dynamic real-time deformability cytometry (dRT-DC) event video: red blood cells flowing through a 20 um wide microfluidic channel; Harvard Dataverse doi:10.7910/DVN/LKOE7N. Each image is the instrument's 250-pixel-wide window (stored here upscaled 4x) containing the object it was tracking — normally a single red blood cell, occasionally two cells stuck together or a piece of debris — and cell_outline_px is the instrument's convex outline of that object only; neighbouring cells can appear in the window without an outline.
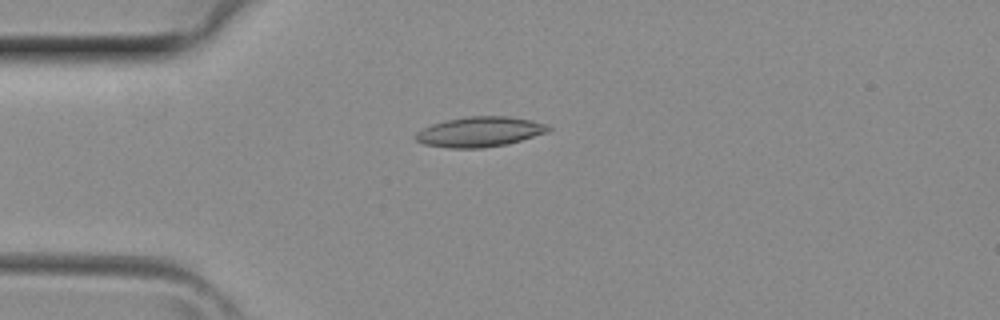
{"species": "common noctule bat (a hibernating species)", "species_latin": "Nyctalus noctula", "temperature_condition": "room temperature", "stored_images_in_passage": 2, "camera_frame_rate_fps": 3000, "um_per_image_px": 0.085, "animal": {"sex": "female", "body_mass_g": 29.2, "forearm_length_mm": 56.3}, "frame": {"image": 1, "passage_image": 2, "time_ms": 0.333, "image_size_px": [1000, 320], "cell_outline_px": [[552, 128], [548, 132], [508, 144], [484, 148], [448, 148], [424, 144], [416, 140], [412, 136], [416, 132], [432, 124], [448, 120], [468, 116], [508, 116], [532, 120], [548, 124]], "centroid_in_image_um": [40.8, 11.21], "position_along_channel_um": 44.2, "area_um2": 23.41}}